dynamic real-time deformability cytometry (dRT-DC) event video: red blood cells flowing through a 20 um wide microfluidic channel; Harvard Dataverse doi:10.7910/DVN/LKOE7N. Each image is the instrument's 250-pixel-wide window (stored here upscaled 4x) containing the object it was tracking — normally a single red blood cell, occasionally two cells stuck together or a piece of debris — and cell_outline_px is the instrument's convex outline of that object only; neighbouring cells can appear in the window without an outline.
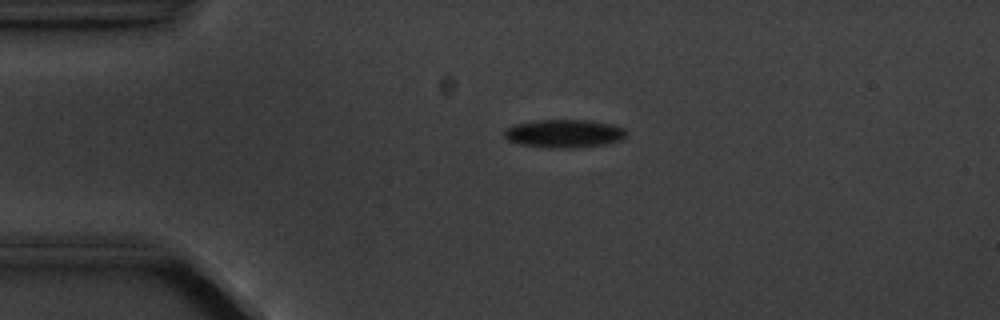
{"species": "common noctule bat (a hibernating species)", "species_latin": "Nyctalus noctula", "temperature_condition": "cold", "stored_images_in_passage": 3, "camera_frame_rate_fps": 3000, "um_per_image_px": 0.085, "animal": {"sex": "male", "body_mass_g": 20.1, "forearm_length_mm": 53.5}, "frame": {"image": 1, "passage_image": 2, "time_ms": 1.333, "image_size_px": [1000, 320], "cell_outline_px": [[628, 132], [620, 140], [604, 144], [580, 148], [544, 148], [520, 144], [508, 140], [504, 136], [504, 132], [512, 124], [536, 120], [588, 120], [616, 124], [624, 128]], "centroid_in_image_um": [47.96, 11.35], "position_along_channel_um": 37.0, "area_um2": 20.35}}